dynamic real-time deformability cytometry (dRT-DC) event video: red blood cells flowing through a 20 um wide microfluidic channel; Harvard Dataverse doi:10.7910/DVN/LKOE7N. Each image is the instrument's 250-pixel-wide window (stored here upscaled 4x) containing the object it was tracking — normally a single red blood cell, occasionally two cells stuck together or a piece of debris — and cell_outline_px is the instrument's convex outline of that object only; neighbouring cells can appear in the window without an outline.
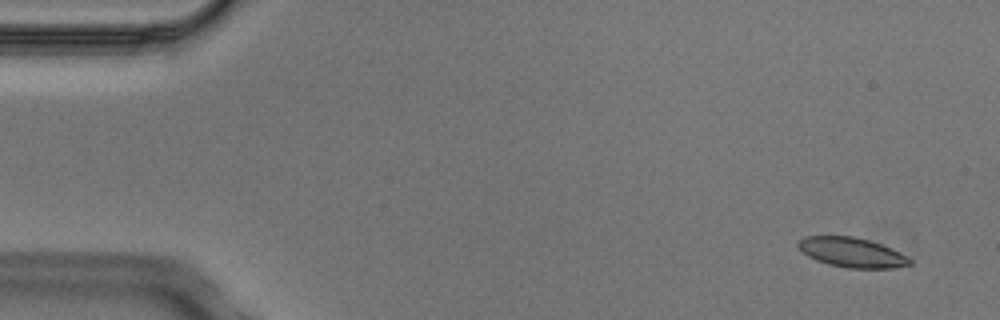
{"species": "Egyptian fruit bat (a non-hibernating species)", "species_latin": "Rousettus aegyptiacus", "temperature_condition": "cold", "stored_images_in_passage": 8, "camera_frame_rate_fps": 3000, "um_per_image_px": 0.085, "animal": {"sex": "male"}, "frame": {"image": 1, "passage_image": 1, "time_ms": 0.0, "image_size_px": [1000, 320], "cell_outline_px": [[912, 264], [892, 268], [848, 268], [828, 264], [816, 260], [808, 256], [796, 244], [796, 240], [804, 236], [852, 236], [868, 240], [892, 248], [900, 252], [912, 260]], "centroid_in_image_um": [72.39, 21.45], "position_along_channel_um": 12.6, "area_um2": 19.31}}
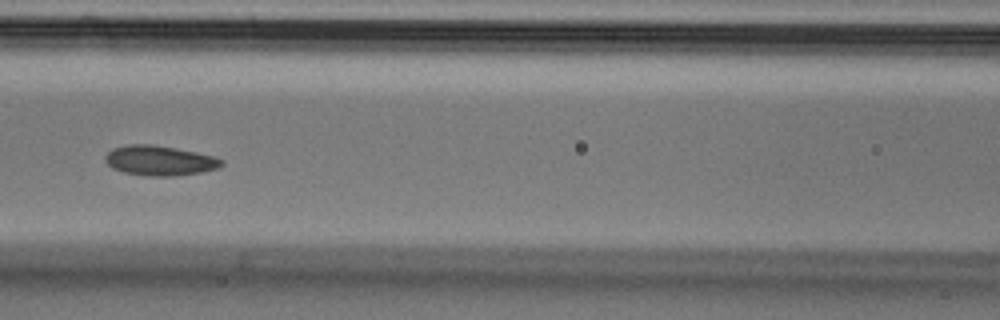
{"frame": {"image": 2, "passage_image": 6, "time_ms": 1.667, "image_size_px": [1000, 320], "cell_outline_px": [[224, 164], [216, 168], [200, 172], [172, 176], [152, 176], [124, 172], [112, 168], [104, 160], [104, 156], [112, 148], [128, 144], [152, 144], [176, 148], [196, 152], [212, 156], [224, 160]], "centroid_in_image_um": [13.54, 13.63], "position_along_channel_um": 153.1, "area_um2": 20.17}}
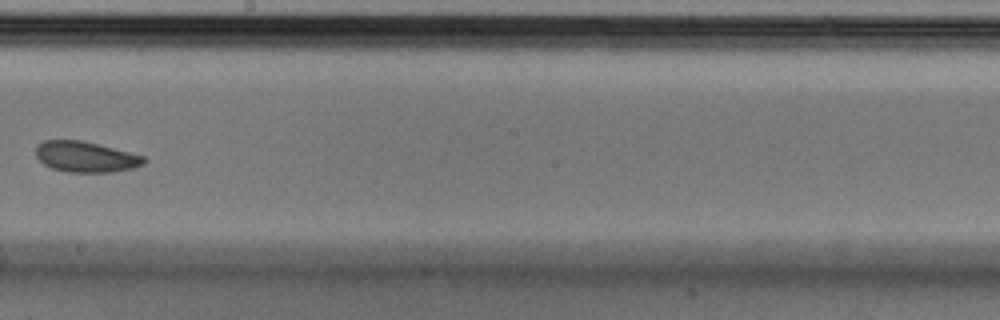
{"frame": {"image": 3, "passage_image": 8, "time_ms": 2.333, "image_size_px": [1000, 320], "cell_outline_px": [[148, 160], [144, 164], [132, 168], [112, 172], [68, 172], [52, 168], [44, 164], [36, 156], [36, 148], [44, 140], [80, 140], [144, 156]], "centroid_in_image_um": [7.29, 13.34], "position_along_channel_um": 240.9, "area_um2": 19.07}}